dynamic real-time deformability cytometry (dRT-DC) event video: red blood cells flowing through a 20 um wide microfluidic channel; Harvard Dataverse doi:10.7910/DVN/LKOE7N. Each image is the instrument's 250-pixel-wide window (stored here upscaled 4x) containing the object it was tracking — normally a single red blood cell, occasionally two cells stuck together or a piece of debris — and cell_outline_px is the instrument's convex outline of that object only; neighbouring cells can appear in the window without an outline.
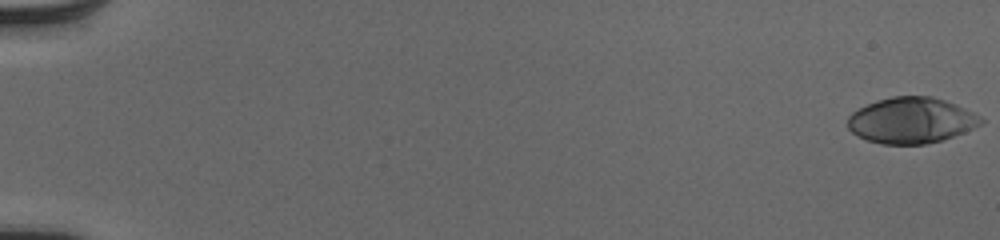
{"species": "human", "species_latin": "Homo sapiens", "temperature_condition": "cold", "stored_images_in_passage": 53, "camera_frame_rate_fps": 3000, "um_per_image_px": 0.085, "donor": {"sex": "male"}, "frame": {"image": 1, "passage_image": 1, "time_ms": 0.0, "image_size_px": [1000, 240], "cell_outline_px": [[984, 124], [964, 132], [940, 140], [924, 144], [880, 144], [856, 136], [848, 128], [848, 116], [852, 112], [876, 100], [892, 96], [932, 96], [956, 104], [980, 116], [984, 120]], "centroid_in_image_um": [77.45, 10.23], "position_along_channel_um": 7.5, "area_um2": 35.6}}
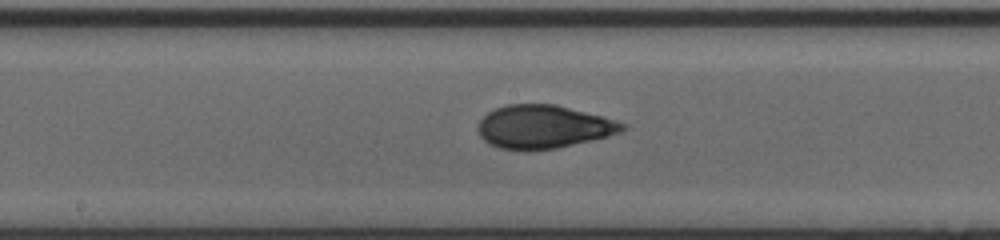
{"frame": {"image": 2, "passage_image": 30, "time_ms": 9.667, "image_size_px": [1000, 240], "cell_outline_px": [[628, 128], [620, 132], [608, 136], [556, 148], [500, 148], [488, 144], [480, 136], [476, 128], [480, 120], [488, 112], [496, 108], [508, 104], [556, 104], [604, 116], [628, 124]], "centroid_in_image_um": [46.22, 10.74], "position_along_channel_um": 202.0, "area_um2": 36.07}}
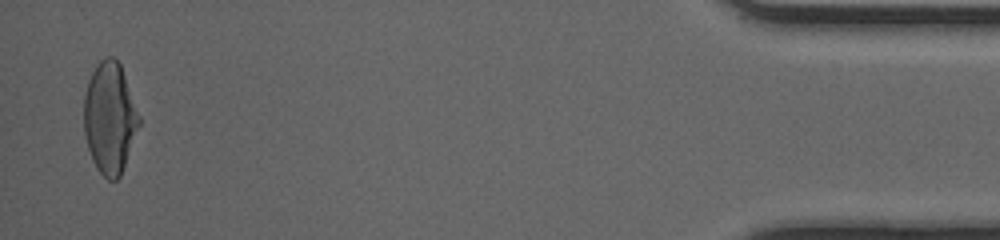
{"frame": {"image": 3, "passage_image": 52, "time_ms": 17.0, "image_size_px": [1000, 240], "cell_outline_px": [[140, 124], [120, 176], [116, 180], [108, 180], [96, 168], [92, 160], [84, 136], [84, 96], [88, 80], [96, 64], [104, 56], [112, 56], [120, 64], [140, 116]], "centroid_in_image_um": [9.31, 10.02], "position_along_channel_um": 425.9, "area_um2": 35.72}, "authors_computed_cell_mechanics": {"area_um2": 35.6048, "velocity_mm_per_s": 4.0821, "shape_relaxation_time_tau1_ms": 5.1616, "shape_relaxation_time_tau2_ms": 1.1658, "deformation_change_tau1": 0.2197, "deformation_change_tau2": 0.0589}}